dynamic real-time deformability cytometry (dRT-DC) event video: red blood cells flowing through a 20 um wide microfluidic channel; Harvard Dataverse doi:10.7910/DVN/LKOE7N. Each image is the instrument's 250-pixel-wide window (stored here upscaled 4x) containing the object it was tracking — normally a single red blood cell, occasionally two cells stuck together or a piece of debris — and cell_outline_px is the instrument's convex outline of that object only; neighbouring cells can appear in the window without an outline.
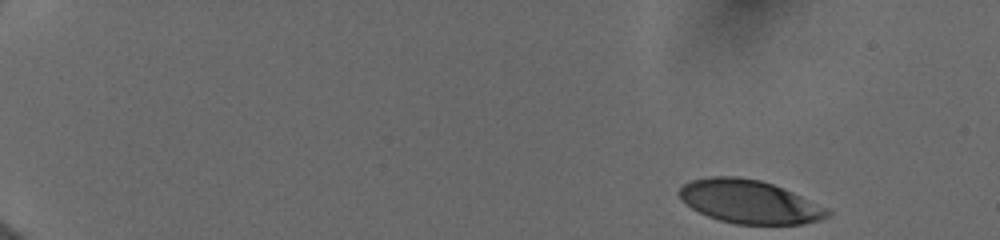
{"species": "human", "species_latin": "Homo sapiens", "temperature_condition": "cold", "stored_images_in_passage": 48, "camera_frame_rate_fps": 3000, "um_per_image_px": 0.085, "donor": {"sex": "female"}, "frame": {"image": 1, "passage_image": 1, "time_ms": 0.0, "image_size_px": [1000, 240], "cell_outline_px": [[832, 216], [820, 220], [804, 224], [736, 224], [720, 220], [708, 216], [692, 208], [680, 200], [676, 192], [684, 184], [692, 180], [712, 176], [736, 176], [760, 180], [772, 184], [792, 192], [828, 208], [832, 212]], "centroid_in_image_um": [63.7, 17.15], "position_along_channel_um": 21.3, "area_um2": 37.51}}
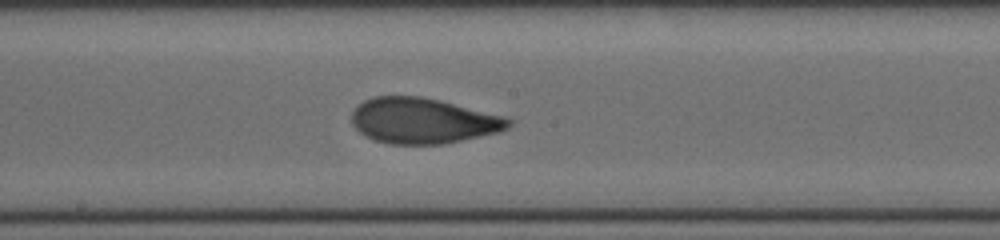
{"frame": {"image": 2, "passage_image": 27, "time_ms": 8.667, "image_size_px": [1000, 240], "cell_outline_px": [[512, 124], [508, 128], [496, 132], [444, 144], [392, 144], [376, 140], [360, 132], [352, 124], [352, 112], [356, 104], [372, 96], [420, 96], [440, 100], [508, 116], [512, 120]], "centroid_in_image_um": [35.97, 10.24], "position_along_channel_um": 212.2, "area_um2": 41.79}}
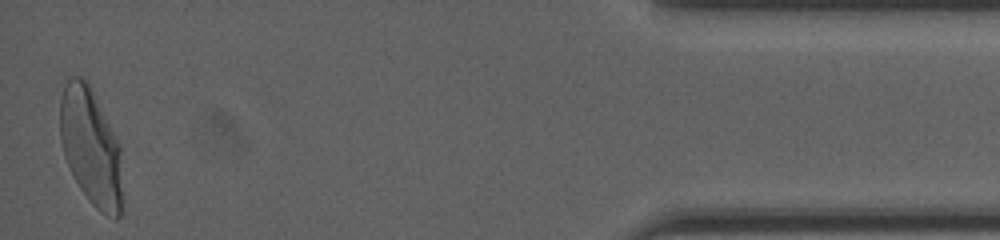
{"frame": {"image": 3, "passage_image": 48, "time_ms": 15.667, "image_size_px": [1000, 240], "cell_outline_px": [[124, 212], [116, 220], [100, 212], [88, 200], [72, 176], [64, 156], [60, 140], [60, 100], [64, 84], [68, 76], [80, 76], [88, 84], [120, 144], [124, 208]], "centroid_in_image_um": [7.74, 12.58], "position_along_channel_um": 427.5, "area_um2": 43.29}, "authors_computed_cell_mechanics": {"area_um2": 40.8357, "velocity_mm_per_s": 3.9826, "shape_relaxation_time_tau1_ms": 4.2346, "shape_relaxation_time_tau2_ms": 1.0285, "deformation_change_tau1": 0.1726, "deformation_change_tau2": 0.0705}}